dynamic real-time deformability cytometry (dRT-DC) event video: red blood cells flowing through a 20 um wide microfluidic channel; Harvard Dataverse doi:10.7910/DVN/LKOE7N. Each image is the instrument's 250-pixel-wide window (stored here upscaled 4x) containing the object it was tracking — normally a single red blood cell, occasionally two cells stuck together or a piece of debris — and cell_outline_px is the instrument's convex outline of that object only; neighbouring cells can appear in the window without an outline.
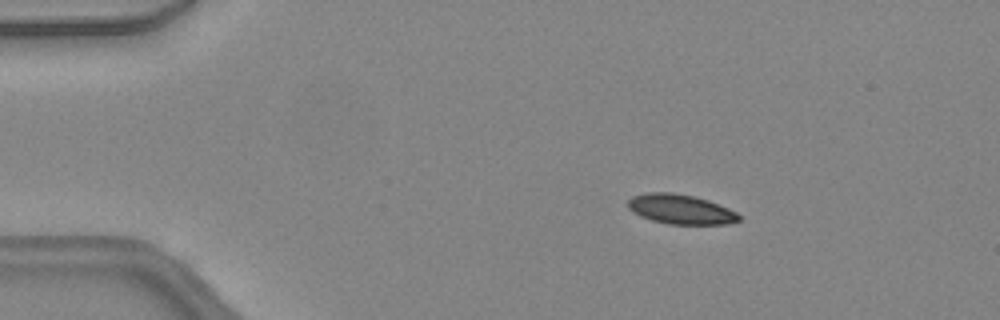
{"species": "common noctule bat (a hibernating species)", "species_latin": "Nyctalus noctula", "temperature_condition": "warm", "stored_images_in_passage": 46, "camera_frame_rate_fps": 3000, "um_per_image_px": 0.085, "animal": {"sex": "female", "body_mass_g": 24.6, "forearm_length_mm": 56.2}, "frame": {"image": 1, "passage_image": 8, "time_ms": 2.333, "image_size_px": [1000, 320], "cell_outline_px": [[740, 220], [728, 224], [668, 224], [652, 220], [640, 216], [632, 212], [628, 208], [628, 200], [632, 196], [644, 192], [672, 192], [696, 196], [708, 200], [728, 208], [736, 212], [740, 216]], "centroid_in_image_um": [57.83, 17.77], "position_along_channel_um": 27.2, "area_um2": 19.36}}
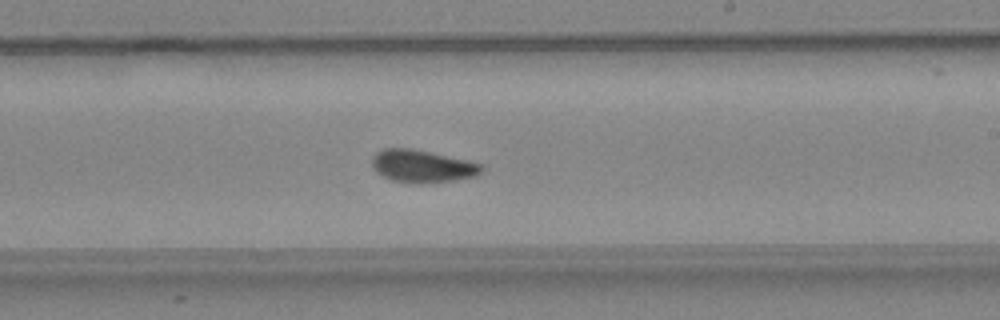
{"frame": {"image": 2, "passage_image": 28, "time_ms": 9.0, "image_size_px": [1000, 320], "cell_outline_px": [[484, 172], [476, 176], [452, 180], [420, 184], [392, 180], [376, 172], [372, 168], [372, 156], [376, 152], [384, 148], [412, 148], [484, 164]], "centroid_in_image_um": [35.9, 14.12], "position_along_channel_um": 253.1, "area_um2": 20.87}}
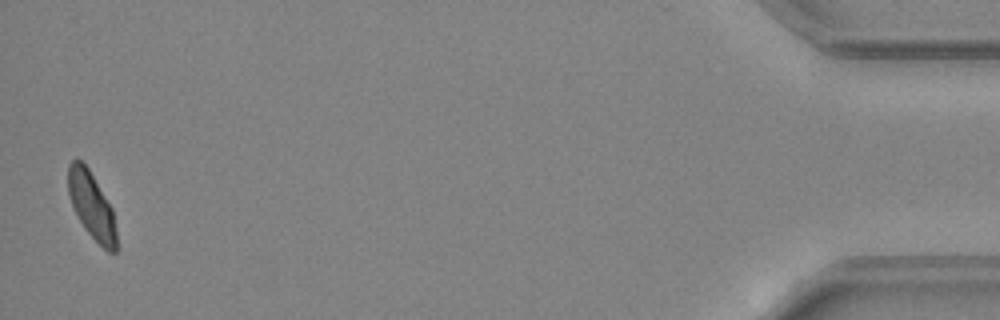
{"frame": {"image": 3, "passage_image": 46, "time_ms": 15.0, "image_size_px": [1000, 320], "cell_outline_px": [[116, 252], [108, 252], [84, 228], [68, 196], [68, 164], [72, 160], [80, 160], [88, 168], [112, 208], [116, 232]], "centroid_in_image_um": [7.78, 17.46], "position_along_channel_um": 427.4, "area_um2": 18.32}, "authors_computed_cell_mechanics": {"area_um2": 19.8543, "velocity_mm_per_s": 4.4545, "shape_relaxation_time_tau1_ms": 6.3163, "shape_relaxation_time_tau2_ms": 1.9541, "deformation_change_tau1": 0.1428, "deformation_change_tau2": 0.0803}}